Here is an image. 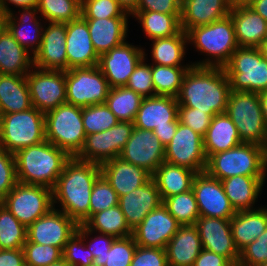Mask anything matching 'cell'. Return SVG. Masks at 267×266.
Here are the masks:
<instances>
[{
	"label": "cell",
	"mask_w": 267,
	"mask_h": 266,
	"mask_svg": "<svg viewBox=\"0 0 267 266\" xmlns=\"http://www.w3.org/2000/svg\"><path fill=\"white\" fill-rule=\"evenodd\" d=\"M19 9L20 16L12 11L11 14L2 17L3 25L22 47L34 55L40 49L45 22L42 23L44 20L40 18L41 16H37L39 13L37 7Z\"/></svg>",
	"instance_id": "23"
},
{
	"label": "cell",
	"mask_w": 267,
	"mask_h": 266,
	"mask_svg": "<svg viewBox=\"0 0 267 266\" xmlns=\"http://www.w3.org/2000/svg\"><path fill=\"white\" fill-rule=\"evenodd\" d=\"M136 247L137 244L132 235L116 238L105 255L104 266H130Z\"/></svg>",
	"instance_id": "52"
},
{
	"label": "cell",
	"mask_w": 267,
	"mask_h": 266,
	"mask_svg": "<svg viewBox=\"0 0 267 266\" xmlns=\"http://www.w3.org/2000/svg\"><path fill=\"white\" fill-rule=\"evenodd\" d=\"M22 249L26 266H48L63 258V251L51 245H42L26 240Z\"/></svg>",
	"instance_id": "47"
},
{
	"label": "cell",
	"mask_w": 267,
	"mask_h": 266,
	"mask_svg": "<svg viewBox=\"0 0 267 266\" xmlns=\"http://www.w3.org/2000/svg\"><path fill=\"white\" fill-rule=\"evenodd\" d=\"M76 232L83 238L86 243V247L93 254V266H104L106 264L105 255L110 250L111 245L116 238L101 233L95 237H90L94 232L88 229L84 224L78 225Z\"/></svg>",
	"instance_id": "48"
},
{
	"label": "cell",
	"mask_w": 267,
	"mask_h": 266,
	"mask_svg": "<svg viewBox=\"0 0 267 266\" xmlns=\"http://www.w3.org/2000/svg\"><path fill=\"white\" fill-rule=\"evenodd\" d=\"M131 16L137 19L149 40L171 37L181 30V14L135 11Z\"/></svg>",
	"instance_id": "38"
},
{
	"label": "cell",
	"mask_w": 267,
	"mask_h": 266,
	"mask_svg": "<svg viewBox=\"0 0 267 266\" xmlns=\"http://www.w3.org/2000/svg\"><path fill=\"white\" fill-rule=\"evenodd\" d=\"M193 266H232V263L224 256L202 249Z\"/></svg>",
	"instance_id": "58"
},
{
	"label": "cell",
	"mask_w": 267,
	"mask_h": 266,
	"mask_svg": "<svg viewBox=\"0 0 267 266\" xmlns=\"http://www.w3.org/2000/svg\"><path fill=\"white\" fill-rule=\"evenodd\" d=\"M182 0H138L135 11H154L166 14H181Z\"/></svg>",
	"instance_id": "57"
},
{
	"label": "cell",
	"mask_w": 267,
	"mask_h": 266,
	"mask_svg": "<svg viewBox=\"0 0 267 266\" xmlns=\"http://www.w3.org/2000/svg\"><path fill=\"white\" fill-rule=\"evenodd\" d=\"M231 7H238V6H248L254 0H229Z\"/></svg>",
	"instance_id": "65"
},
{
	"label": "cell",
	"mask_w": 267,
	"mask_h": 266,
	"mask_svg": "<svg viewBox=\"0 0 267 266\" xmlns=\"http://www.w3.org/2000/svg\"><path fill=\"white\" fill-rule=\"evenodd\" d=\"M100 175L99 164L71 157L52 188L53 206L58 203V210L84 224L90 218L92 187Z\"/></svg>",
	"instance_id": "1"
},
{
	"label": "cell",
	"mask_w": 267,
	"mask_h": 266,
	"mask_svg": "<svg viewBox=\"0 0 267 266\" xmlns=\"http://www.w3.org/2000/svg\"><path fill=\"white\" fill-rule=\"evenodd\" d=\"M62 257L70 266H93V254L77 232L65 244Z\"/></svg>",
	"instance_id": "51"
},
{
	"label": "cell",
	"mask_w": 267,
	"mask_h": 266,
	"mask_svg": "<svg viewBox=\"0 0 267 266\" xmlns=\"http://www.w3.org/2000/svg\"><path fill=\"white\" fill-rule=\"evenodd\" d=\"M37 9L45 22L68 23L81 16V0H39Z\"/></svg>",
	"instance_id": "43"
},
{
	"label": "cell",
	"mask_w": 267,
	"mask_h": 266,
	"mask_svg": "<svg viewBox=\"0 0 267 266\" xmlns=\"http://www.w3.org/2000/svg\"><path fill=\"white\" fill-rule=\"evenodd\" d=\"M130 266H168L166 250L137 246Z\"/></svg>",
	"instance_id": "56"
},
{
	"label": "cell",
	"mask_w": 267,
	"mask_h": 266,
	"mask_svg": "<svg viewBox=\"0 0 267 266\" xmlns=\"http://www.w3.org/2000/svg\"><path fill=\"white\" fill-rule=\"evenodd\" d=\"M163 205L181 226L195 225L200 217L195 193L192 189L165 198Z\"/></svg>",
	"instance_id": "42"
},
{
	"label": "cell",
	"mask_w": 267,
	"mask_h": 266,
	"mask_svg": "<svg viewBox=\"0 0 267 266\" xmlns=\"http://www.w3.org/2000/svg\"><path fill=\"white\" fill-rule=\"evenodd\" d=\"M237 211L230 219L234 243L240 252L267 229V207Z\"/></svg>",
	"instance_id": "33"
},
{
	"label": "cell",
	"mask_w": 267,
	"mask_h": 266,
	"mask_svg": "<svg viewBox=\"0 0 267 266\" xmlns=\"http://www.w3.org/2000/svg\"><path fill=\"white\" fill-rule=\"evenodd\" d=\"M230 93L223 68L192 65L184 74L176 99L179 107L197 108L213 117L226 112Z\"/></svg>",
	"instance_id": "2"
},
{
	"label": "cell",
	"mask_w": 267,
	"mask_h": 266,
	"mask_svg": "<svg viewBox=\"0 0 267 266\" xmlns=\"http://www.w3.org/2000/svg\"><path fill=\"white\" fill-rule=\"evenodd\" d=\"M119 197L108 181L100 175L92 187L90 196V217L100 211L118 205Z\"/></svg>",
	"instance_id": "49"
},
{
	"label": "cell",
	"mask_w": 267,
	"mask_h": 266,
	"mask_svg": "<svg viewBox=\"0 0 267 266\" xmlns=\"http://www.w3.org/2000/svg\"><path fill=\"white\" fill-rule=\"evenodd\" d=\"M82 122L86 135H89L106 131L119 120L106 104H96L82 108Z\"/></svg>",
	"instance_id": "45"
},
{
	"label": "cell",
	"mask_w": 267,
	"mask_h": 266,
	"mask_svg": "<svg viewBox=\"0 0 267 266\" xmlns=\"http://www.w3.org/2000/svg\"><path fill=\"white\" fill-rule=\"evenodd\" d=\"M27 240V228L0 203V249H20Z\"/></svg>",
	"instance_id": "44"
},
{
	"label": "cell",
	"mask_w": 267,
	"mask_h": 266,
	"mask_svg": "<svg viewBox=\"0 0 267 266\" xmlns=\"http://www.w3.org/2000/svg\"><path fill=\"white\" fill-rule=\"evenodd\" d=\"M163 203L153 178L139 188L120 196L118 205L131 230L136 228L148 213Z\"/></svg>",
	"instance_id": "24"
},
{
	"label": "cell",
	"mask_w": 267,
	"mask_h": 266,
	"mask_svg": "<svg viewBox=\"0 0 267 266\" xmlns=\"http://www.w3.org/2000/svg\"><path fill=\"white\" fill-rule=\"evenodd\" d=\"M17 183L14 153L0 148V202Z\"/></svg>",
	"instance_id": "54"
},
{
	"label": "cell",
	"mask_w": 267,
	"mask_h": 266,
	"mask_svg": "<svg viewBox=\"0 0 267 266\" xmlns=\"http://www.w3.org/2000/svg\"><path fill=\"white\" fill-rule=\"evenodd\" d=\"M232 266H240V264H239V263H237V264H232Z\"/></svg>",
	"instance_id": "69"
},
{
	"label": "cell",
	"mask_w": 267,
	"mask_h": 266,
	"mask_svg": "<svg viewBox=\"0 0 267 266\" xmlns=\"http://www.w3.org/2000/svg\"><path fill=\"white\" fill-rule=\"evenodd\" d=\"M33 67L34 55L3 26L0 29V74L26 76Z\"/></svg>",
	"instance_id": "32"
},
{
	"label": "cell",
	"mask_w": 267,
	"mask_h": 266,
	"mask_svg": "<svg viewBox=\"0 0 267 266\" xmlns=\"http://www.w3.org/2000/svg\"><path fill=\"white\" fill-rule=\"evenodd\" d=\"M190 67H172L151 64L152 80L156 96L177 97L184 74Z\"/></svg>",
	"instance_id": "41"
},
{
	"label": "cell",
	"mask_w": 267,
	"mask_h": 266,
	"mask_svg": "<svg viewBox=\"0 0 267 266\" xmlns=\"http://www.w3.org/2000/svg\"><path fill=\"white\" fill-rule=\"evenodd\" d=\"M151 42L152 50L150 52L152 61H154L151 64L172 67L192 66V62L186 65L182 64L186 55V47L189 44L187 33L184 30L181 29L171 37L158 38Z\"/></svg>",
	"instance_id": "37"
},
{
	"label": "cell",
	"mask_w": 267,
	"mask_h": 266,
	"mask_svg": "<svg viewBox=\"0 0 267 266\" xmlns=\"http://www.w3.org/2000/svg\"><path fill=\"white\" fill-rule=\"evenodd\" d=\"M179 104L171 96L143 98L133 121L138 129L153 131L156 127L169 126V122H179Z\"/></svg>",
	"instance_id": "26"
},
{
	"label": "cell",
	"mask_w": 267,
	"mask_h": 266,
	"mask_svg": "<svg viewBox=\"0 0 267 266\" xmlns=\"http://www.w3.org/2000/svg\"><path fill=\"white\" fill-rule=\"evenodd\" d=\"M39 0H0V16L4 17L11 14L13 10L9 7L10 4L16 8L37 7Z\"/></svg>",
	"instance_id": "60"
},
{
	"label": "cell",
	"mask_w": 267,
	"mask_h": 266,
	"mask_svg": "<svg viewBox=\"0 0 267 266\" xmlns=\"http://www.w3.org/2000/svg\"><path fill=\"white\" fill-rule=\"evenodd\" d=\"M226 114L235 124L242 143L267 147V128L258 93L231 91Z\"/></svg>",
	"instance_id": "7"
},
{
	"label": "cell",
	"mask_w": 267,
	"mask_h": 266,
	"mask_svg": "<svg viewBox=\"0 0 267 266\" xmlns=\"http://www.w3.org/2000/svg\"><path fill=\"white\" fill-rule=\"evenodd\" d=\"M128 18L85 19L93 47L99 56L126 41Z\"/></svg>",
	"instance_id": "29"
},
{
	"label": "cell",
	"mask_w": 267,
	"mask_h": 266,
	"mask_svg": "<svg viewBox=\"0 0 267 266\" xmlns=\"http://www.w3.org/2000/svg\"><path fill=\"white\" fill-rule=\"evenodd\" d=\"M32 108L26 76L0 74V109L2 114Z\"/></svg>",
	"instance_id": "36"
},
{
	"label": "cell",
	"mask_w": 267,
	"mask_h": 266,
	"mask_svg": "<svg viewBox=\"0 0 267 266\" xmlns=\"http://www.w3.org/2000/svg\"><path fill=\"white\" fill-rule=\"evenodd\" d=\"M197 173L191 169L164 161L152 175L160 192L162 201L172 195L192 189L193 179Z\"/></svg>",
	"instance_id": "35"
},
{
	"label": "cell",
	"mask_w": 267,
	"mask_h": 266,
	"mask_svg": "<svg viewBox=\"0 0 267 266\" xmlns=\"http://www.w3.org/2000/svg\"><path fill=\"white\" fill-rule=\"evenodd\" d=\"M165 161L195 171L204 172L207 158L203 137L180 122L171 142L165 146Z\"/></svg>",
	"instance_id": "14"
},
{
	"label": "cell",
	"mask_w": 267,
	"mask_h": 266,
	"mask_svg": "<svg viewBox=\"0 0 267 266\" xmlns=\"http://www.w3.org/2000/svg\"><path fill=\"white\" fill-rule=\"evenodd\" d=\"M192 190L195 193L200 216L231 219L236 214L221 181L206 171L195 175Z\"/></svg>",
	"instance_id": "17"
},
{
	"label": "cell",
	"mask_w": 267,
	"mask_h": 266,
	"mask_svg": "<svg viewBox=\"0 0 267 266\" xmlns=\"http://www.w3.org/2000/svg\"><path fill=\"white\" fill-rule=\"evenodd\" d=\"M212 117L197 108L179 107L178 120L181 124L190 127L202 137L210 126Z\"/></svg>",
	"instance_id": "55"
},
{
	"label": "cell",
	"mask_w": 267,
	"mask_h": 266,
	"mask_svg": "<svg viewBox=\"0 0 267 266\" xmlns=\"http://www.w3.org/2000/svg\"><path fill=\"white\" fill-rule=\"evenodd\" d=\"M3 20H2V17L0 16V29L3 27Z\"/></svg>",
	"instance_id": "68"
},
{
	"label": "cell",
	"mask_w": 267,
	"mask_h": 266,
	"mask_svg": "<svg viewBox=\"0 0 267 266\" xmlns=\"http://www.w3.org/2000/svg\"><path fill=\"white\" fill-rule=\"evenodd\" d=\"M248 6L267 21V0H254Z\"/></svg>",
	"instance_id": "62"
},
{
	"label": "cell",
	"mask_w": 267,
	"mask_h": 266,
	"mask_svg": "<svg viewBox=\"0 0 267 266\" xmlns=\"http://www.w3.org/2000/svg\"><path fill=\"white\" fill-rule=\"evenodd\" d=\"M48 266H70V265L63 258H61L57 262H54Z\"/></svg>",
	"instance_id": "67"
},
{
	"label": "cell",
	"mask_w": 267,
	"mask_h": 266,
	"mask_svg": "<svg viewBox=\"0 0 267 266\" xmlns=\"http://www.w3.org/2000/svg\"><path fill=\"white\" fill-rule=\"evenodd\" d=\"M203 249L226 257L237 264L239 254L231 232L230 219L200 216L195 223Z\"/></svg>",
	"instance_id": "20"
},
{
	"label": "cell",
	"mask_w": 267,
	"mask_h": 266,
	"mask_svg": "<svg viewBox=\"0 0 267 266\" xmlns=\"http://www.w3.org/2000/svg\"><path fill=\"white\" fill-rule=\"evenodd\" d=\"M202 249L197 227L180 226L165 248L168 266H193Z\"/></svg>",
	"instance_id": "30"
},
{
	"label": "cell",
	"mask_w": 267,
	"mask_h": 266,
	"mask_svg": "<svg viewBox=\"0 0 267 266\" xmlns=\"http://www.w3.org/2000/svg\"><path fill=\"white\" fill-rule=\"evenodd\" d=\"M241 143L237 128L226 112L212 117L210 126L203 137L207 160L213 154L230 150Z\"/></svg>",
	"instance_id": "34"
},
{
	"label": "cell",
	"mask_w": 267,
	"mask_h": 266,
	"mask_svg": "<svg viewBox=\"0 0 267 266\" xmlns=\"http://www.w3.org/2000/svg\"><path fill=\"white\" fill-rule=\"evenodd\" d=\"M210 176L224 180L232 176H267L266 148L241 143L230 150L213 154L205 170Z\"/></svg>",
	"instance_id": "5"
},
{
	"label": "cell",
	"mask_w": 267,
	"mask_h": 266,
	"mask_svg": "<svg viewBox=\"0 0 267 266\" xmlns=\"http://www.w3.org/2000/svg\"><path fill=\"white\" fill-rule=\"evenodd\" d=\"M266 176H232L220 180L230 204L237 211L253 210L266 180ZM260 194V195H259Z\"/></svg>",
	"instance_id": "31"
},
{
	"label": "cell",
	"mask_w": 267,
	"mask_h": 266,
	"mask_svg": "<svg viewBox=\"0 0 267 266\" xmlns=\"http://www.w3.org/2000/svg\"><path fill=\"white\" fill-rule=\"evenodd\" d=\"M46 140L70 157L82 149L86 133L82 122V107L63 103L45 113Z\"/></svg>",
	"instance_id": "6"
},
{
	"label": "cell",
	"mask_w": 267,
	"mask_h": 266,
	"mask_svg": "<svg viewBox=\"0 0 267 266\" xmlns=\"http://www.w3.org/2000/svg\"><path fill=\"white\" fill-rule=\"evenodd\" d=\"M188 43L196 51L206 54V59L193 62V66L221 67L229 61L239 47L230 15L208 25H201L187 32Z\"/></svg>",
	"instance_id": "4"
},
{
	"label": "cell",
	"mask_w": 267,
	"mask_h": 266,
	"mask_svg": "<svg viewBox=\"0 0 267 266\" xmlns=\"http://www.w3.org/2000/svg\"><path fill=\"white\" fill-rule=\"evenodd\" d=\"M67 70L98 66L99 55L95 51L87 21L80 16L66 23Z\"/></svg>",
	"instance_id": "22"
},
{
	"label": "cell",
	"mask_w": 267,
	"mask_h": 266,
	"mask_svg": "<svg viewBox=\"0 0 267 266\" xmlns=\"http://www.w3.org/2000/svg\"><path fill=\"white\" fill-rule=\"evenodd\" d=\"M101 175L116 191L123 196L147 183L152 175L145 169L128 163L121 157L108 160L100 165Z\"/></svg>",
	"instance_id": "25"
},
{
	"label": "cell",
	"mask_w": 267,
	"mask_h": 266,
	"mask_svg": "<svg viewBox=\"0 0 267 266\" xmlns=\"http://www.w3.org/2000/svg\"><path fill=\"white\" fill-rule=\"evenodd\" d=\"M145 51L141 46L125 41L99 56L98 67L111 88L126 86L135 67L144 58Z\"/></svg>",
	"instance_id": "18"
},
{
	"label": "cell",
	"mask_w": 267,
	"mask_h": 266,
	"mask_svg": "<svg viewBox=\"0 0 267 266\" xmlns=\"http://www.w3.org/2000/svg\"><path fill=\"white\" fill-rule=\"evenodd\" d=\"M119 157L153 175L165 161V146L153 131L134 127Z\"/></svg>",
	"instance_id": "16"
},
{
	"label": "cell",
	"mask_w": 267,
	"mask_h": 266,
	"mask_svg": "<svg viewBox=\"0 0 267 266\" xmlns=\"http://www.w3.org/2000/svg\"><path fill=\"white\" fill-rule=\"evenodd\" d=\"M181 225L163 203L132 230L137 246L165 249Z\"/></svg>",
	"instance_id": "19"
},
{
	"label": "cell",
	"mask_w": 267,
	"mask_h": 266,
	"mask_svg": "<svg viewBox=\"0 0 267 266\" xmlns=\"http://www.w3.org/2000/svg\"><path fill=\"white\" fill-rule=\"evenodd\" d=\"M47 25L44 24L40 49L34 54V67L67 71L66 23L49 22Z\"/></svg>",
	"instance_id": "21"
},
{
	"label": "cell",
	"mask_w": 267,
	"mask_h": 266,
	"mask_svg": "<svg viewBox=\"0 0 267 266\" xmlns=\"http://www.w3.org/2000/svg\"><path fill=\"white\" fill-rule=\"evenodd\" d=\"M133 128L132 122L119 121L106 131L86 135L83 147L75 157L99 165L119 157Z\"/></svg>",
	"instance_id": "12"
},
{
	"label": "cell",
	"mask_w": 267,
	"mask_h": 266,
	"mask_svg": "<svg viewBox=\"0 0 267 266\" xmlns=\"http://www.w3.org/2000/svg\"><path fill=\"white\" fill-rule=\"evenodd\" d=\"M46 140L45 113L35 107L0 117V148L15 153Z\"/></svg>",
	"instance_id": "8"
},
{
	"label": "cell",
	"mask_w": 267,
	"mask_h": 266,
	"mask_svg": "<svg viewBox=\"0 0 267 266\" xmlns=\"http://www.w3.org/2000/svg\"><path fill=\"white\" fill-rule=\"evenodd\" d=\"M261 103V110L263 114V120L267 128V90L258 93Z\"/></svg>",
	"instance_id": "64"
},
{
	"label": "cell",
	"mask_w": 267,
	"mask_h": 266,
	"mask_svg": "<svg viewBox=\"0 0 267 266\" xmlns=\"http://www.w3.org/2000/svg\"><path fill=\"white\" fill-rule=\"evenodd\" d=\"M119 3V6L129 15H132L137 6H138V0H117Z\"/></svg>",
	"instance_id": "63"
},
{
	"label": "cell",
	"mask_w": 267,
	"mask_h": 266,
	"mask_svg": "<svg viewBox=\"0 0 267 266\" xmlns=\"http://www.w3.org/2000/svg\"><path fill=\"white\" fill-rule=\"evenodd\" d=\"M110 88L98 66L66 71V103L82 108L105 104Z\"/></svg>",
	"instance_id": "11"
},
{
	"label": "cell",
	"mask_w": 267,
	"mask_h": 266,
	"mask_svg": "<svg viewBox=\"0 0 267 266\" xmlns=\"http://www.w3.org/2000/svg\"><path fill=\"white\" fill-rule=\"evenodd\" d=\"M146 52H144V58L135 67L131 74L126 87L141 95L143 98L154 97L155 89L152 80L151 64H147Z\"/></svg>",
	"instance_id": "50"
},
{
	"label": "cell",
	"mask_w": 267,
	"mask_h": 266,
	"mask_svg": "<svg viewBox=\"0 0 267 266\" xmlns=\"http://www.w3.org/2000/svg\"><path fill=\"white\" fill-rule=\"evenodd\" d=\"M78 224L67 214L53 207L27 228L29 242L51 245L62 251L68 240L77 231Z\"/></svg>",
	"instance_id": "15"
},
{
	"label": "cell",
	"mask_w": 267,
	"mask_h": 266,
	"mask_svg": "<svg viewBox=\"0 0 267 266\" xmlns=\"http://www.w3.org/2000/svg\"><path fill=\"white\" fill-rule=\"evenodd\" d=\"M0 203L26 228L54 207L51 188L20 182Z\"/></svg>",
	"instance_id": "10"
},
{
	"label": "cell",
	"mask_w": 267,
	"mask_h": 266,
	"mask_svg": "<svg viewBox=\"0 0 267 266\" xmlns=\"http://www.w3.org/2000/svg\"><path fill=\"white\" fill-rule=\"evenodd\" d=\"M18 182L53 188L71 158L47 140L14 153Z\"/></svg>",
	"instance_id": "3"
},
{
	"label": "cell",
	"mask_w": 267,
	"mask_h": 266,
	"mask_svg": "<svg viewBox=\"0 0 267 266\" xmlns=\"http://www.w3.org/2000/svg\"><path fill=\"white\" fill-rule=\"evenodd\" d=\"M179 122H169V126L156 127L153 133L158 137L164 146H167L176 133Z\"/></svg>",
	"instance_id": "61"
},
{
	"label": "cell",
	"mask_w": 267,
	"mask_h": 266,
	"mask_svg": "<svg viewBox=\"0 0 267 266\" xmlns=\"http://www.w3.org/2000/svg\"><path fill=\"white\" fill-rule=\"evenodd\" d=\"M0 266H26L23 249H0Z\"/></svg>",
	"instance_id": "59"
},
{
	"label": "cell",
	"mask_w": 267,
	"mask_h": 266,
	"mask_svg": "<svg viewBox=\"0 0 267 266\" xmlns=\"http://www.w3.org/2000/svg\"><path fill=\"white\" fill-rule=\"evenodd\" d=\"M81 16L84 19L130 17L117 0H81Z\"/></svg>",
	"instance_id": "46"
},
{
	"label": "cell",
	"mask_w": 267,
	"mask_h": 266,
	"mask_svg": "<svg viewBox=\"0 0 267 266\" xmlns=\"http://www.w3.org/2000/svg\"><path fill=\"white\" fill-rule=\"evenodd\" d=\"M259 48L263 54V57L267 59V38L263 41Z\"/></svg>",
	"instance_id": "66"
},
{
	"label": "cell",
	"mask_w": 267,
	"mask_h": 266,
	"mask_svg": "<svg viewBox=\"0 0 267 266\" xmlns=\"http://www.w3.org/2000/svg\"><path fill=\"white\" fill-rule=\"evenodd\" d=\"M84 225L94 234L98 232L115 238H125L132 235V230L127 225L119 205L93 214Z\"/></svg>",
	"instance_id": "39"
},
{
	"label": "cell",
	"mask_w": 267,
	"mask_h": 266,
	"mask_svg": "<svg viewBox=\"0 0 267 266\" xmlns=\"http://www.w3.org/2000/svg\"><path fill=\"white\" fill-rule=\"evenodd\" d=\"M230 10L229 0H182L180 27L187 33L194 27L227 17Z\"/></svg>",
	"instance_id": "27"
},
{
	"label": "cell",
	"mask_w": 267,
	"mask_h": 266,
	"mask_svg": "<svg viewBox=\"0 0 267 266\" xmlns=\"http://www.w3.org/2000/svg\"><path fill=\"white\" fill-rule=\"evenodd\" d=\"M238 263L242 266H264L267 264V229L240 251Z\"/></svg>",
	"instance_id": "53"
},
{
	"label": "cell",
	"mask_w": 267,
	"mask_h": 266,
	"mask_svg": "<svg viewBox=\"0 0 267 266\" xmlns=\"http://www.w3.org/2000/svg\"><path fill=\"white\" fill-rule=\"evenodd\" d=\"M239 47H260L267 38V21L249 6L231 7Z\"/></svg>",
	"instance_id": "28"
},
{
	"label": "cell",
	"mask_w": 267,
	"mask_h": 266,
	"mask_svg": "<svg viewBox=\"0 0 267 266\" xmlns=\"http://www.w3.org/2000/svg\"><path fill=\"white\" fill-rule=\"evenodd\" d=\"M32 107L46 113L66 103V71L33 67L26 75Z\"/></svg>",
	"instance_id": "13"
},
{
	"label": "cell",
	"mask_w": 267,
	"mask_h": 266,
	"mask_svg": "<svg viewBox=\"0 0 267 266\" xmlns=\"http://www.w3.org/2000/svg\"><path fill=\"white\" fill-rule=\"evenodd\" d=\"M223 69L231 91L267 90V59L259 47H238Z\"/></svg>",
	"instance_id": "9"
},
{
	"label": "cell",
	"mask_w": 267,
	"mask_h": 266,
	"mask_svg": "<svg viewBox=\"0 0 267 266\" xmlns=\"http://www.w3.org/2000/svg\"><path fill=\"white\" fill-rule=\"evenodd\" d=\"M143 97L126 86L112 87L105 104L119 121H134Z\"/></svg>",
	"instance_id": "40"
}]
</instances>
